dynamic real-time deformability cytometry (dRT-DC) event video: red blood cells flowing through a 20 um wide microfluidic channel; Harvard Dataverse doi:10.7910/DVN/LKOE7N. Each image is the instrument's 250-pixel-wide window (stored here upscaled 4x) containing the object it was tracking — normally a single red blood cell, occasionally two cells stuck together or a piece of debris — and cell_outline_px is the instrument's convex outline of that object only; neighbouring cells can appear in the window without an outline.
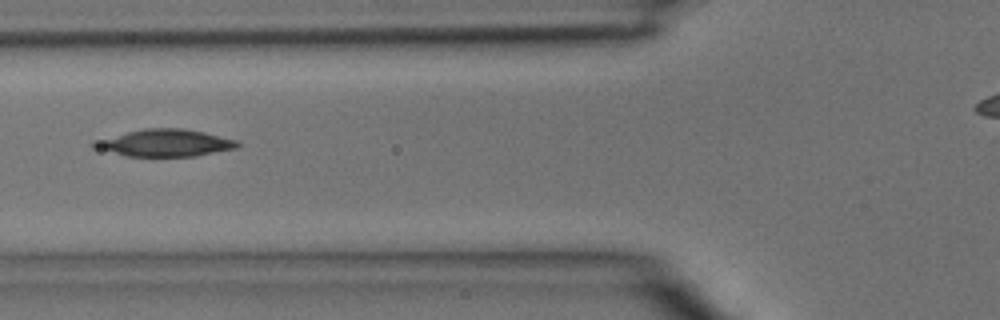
{"species": "common noctule bat (a hibernating species)", "species_latin": "Nyctalus noctula", "temperature_condition": "room temperature", "stored_images_in_passage": 4, "camera_frame_rate_fps": 3000, "um_per_image_px": 0.085, "animal": {"sex": "male", "body_mass_g": 15.6}, "frame": {"image": 1, "passage_image": 3, "time_ms": 0.667, "image_size_px": [1000, 320], "cell_outline_px": [[240, 148], [196, 156], [124, 156], [92, 148], [88, 144], [96, 140], [144, 128], [184, 128], [204, 132], [240, 140]], "centroid_in_image_um": [14.05, 12.15], "position_along_channel_um": 111.7, "area_um2": 23.0}}